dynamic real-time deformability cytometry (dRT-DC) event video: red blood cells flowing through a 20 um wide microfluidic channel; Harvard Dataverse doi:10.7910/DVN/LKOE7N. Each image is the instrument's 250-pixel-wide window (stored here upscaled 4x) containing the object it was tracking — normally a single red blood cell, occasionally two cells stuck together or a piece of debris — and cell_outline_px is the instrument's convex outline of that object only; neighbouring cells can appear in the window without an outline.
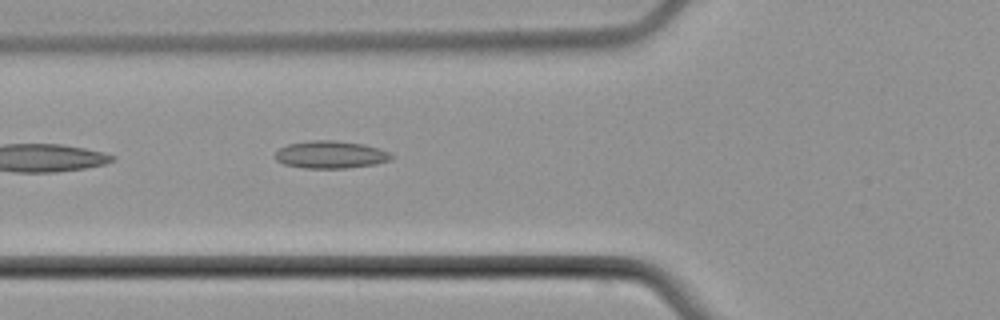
{"species": "common noctule bat (a hibernating species)", "species_latin": "Nyctalus noctula", "temperature_condition": "cold", "stored_images_in_passage": 6, "camera_frame_rate_fps": 3000, "um_per_image_px": 0.085, "animal": {"sex": "male", "body_mass_g": 21.5, "forearm_length_mm": 52.0}, "frame": {"image": 1, "passage_image": 6, "time_ms": 6.333, "image_size_px": [1000, 320], "cell_outline_px": [[392, 160], [376, 164], [348, 168], [304, 168], [284, 164], [276, 160], [272, 156], [280, 148], [288, 144], [312, 140], [332, 140], [364, 144], [388, 152], [392, 156]], "centroid_in_image_um": [28.07, 13.15], "position_along_channel_um": 97.7, "area_um2": 18.61}}